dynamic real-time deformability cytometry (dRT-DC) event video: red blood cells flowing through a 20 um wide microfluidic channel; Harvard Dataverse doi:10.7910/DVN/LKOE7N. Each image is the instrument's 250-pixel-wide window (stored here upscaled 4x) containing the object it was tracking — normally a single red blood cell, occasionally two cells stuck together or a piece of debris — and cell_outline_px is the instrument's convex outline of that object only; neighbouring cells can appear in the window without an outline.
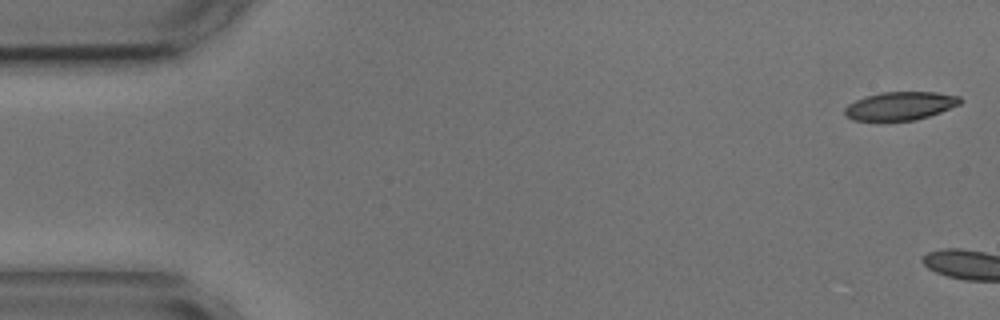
{"species": "common noctule bat (a hibernating species)", "species_latin": "Nyctalus noctula", "temperature_condition": "cold", "stored_images_in_passage": 11, "camera_frame_rate_fps": 3000, "um_per_image_px": 0.085, "animal": {"sex": "male", "body_mass_g": 17.9, "forearm_length_mm": 54.2}, "frame": {"image": 1, "passage_image": 1, "time_ms": 0.0, "image_size_px": [1000, 320], "cell_outline_px": [[964, 100], [960, 104], [940, 112], [916, 120], [852, 120], [844, 112], [844, 108], [848, 104], [864, 96], [880, 92], [936, 92], [960, 96]], "centroid_in_image_um": [76.54, 8.99], "position_along_channel_um": 8.5, "area_um2": 19.02}}